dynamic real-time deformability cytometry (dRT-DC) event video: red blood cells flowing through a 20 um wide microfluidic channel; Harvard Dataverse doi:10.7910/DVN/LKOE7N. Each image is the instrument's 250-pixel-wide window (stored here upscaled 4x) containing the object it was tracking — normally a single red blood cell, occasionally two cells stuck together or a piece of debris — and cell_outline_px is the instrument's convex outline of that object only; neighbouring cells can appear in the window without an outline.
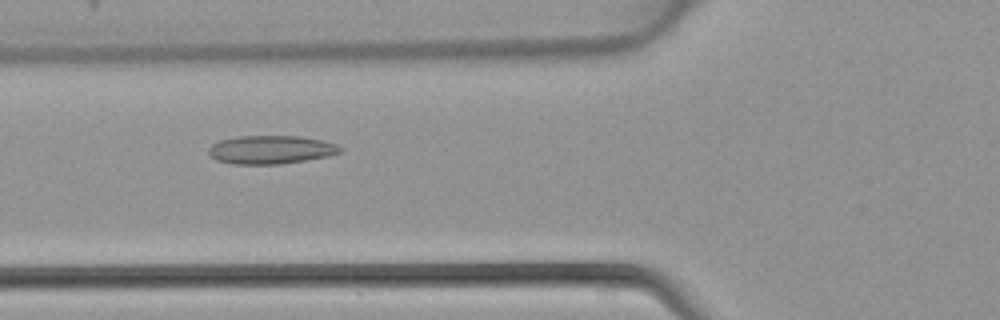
{"species": "common noctule bat (a hibernating species)", "species_latin": "Nyctalus noctula", "temperature_condition": "warm", "stored_images_in_passage": 36, "camera_frame_rate_fps": 3000, "um_per_image_px": 0.085, "animal": {"sex": "female", "body_mass_g": 22.7, "forearm_length_mm": 54.2}, "frame": {"image": 1, "passage_image": 8, "time_ms": 2.333, "image_size_px": [1000, 320], "cell_outline_px": [[344, 148], [340, 152], [328, 156], [280, 164], [232, 164], [216, 160], [208, 156], [208, 148], [212, 144], [220, 140], [240, 136], [300, 136], [324, 140], [336, 144]], "centroid_in_image_um": [23.0, 12.72], "position_along_channel_um": 102.8, "area_um2": 21.91}}
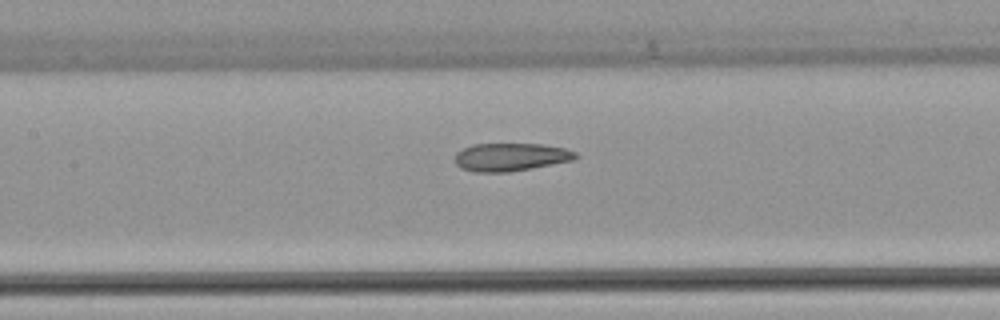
{"frame": {"image": 2, "passage_image": 12, "time_ms": 3.667, "image_size_px": [1000, 320], "cell_outline_px": [[580, 156], [572, 160], [532, 168], [508, 172], [472, 172], [460, 168], [456, 164], [456, 152], [472, 144], [544, 144], [564, 148], [576, 152]], "centroid_in_image_um": [43.4, 13.35], "position_along_channel_um": 164.0, "area_um2": 19.71}}
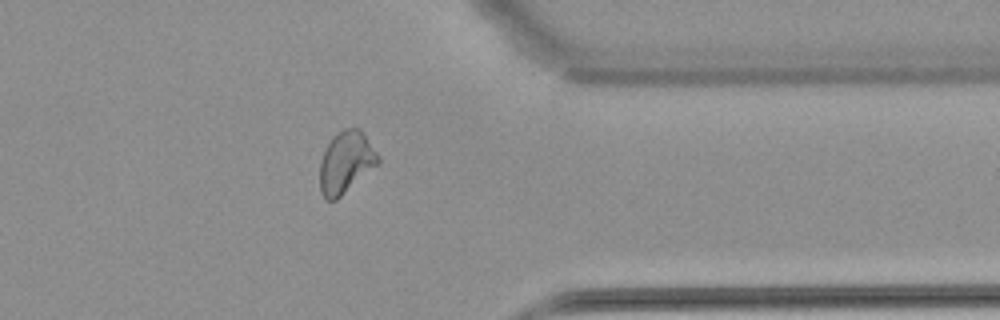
{"frame": {"image": 3, "passage_image": 27, "time_ms": 8.667, "image_size_px": [1000, 320], "cell_outline_px": [[380, 164], [336, 200], [328, 200], [320, 192], [320, 160], [332, 136], [336, 132], [344, 128], [360, 128], [364, 132], [380, 156]], "centroid_in_image_um": [29.44, 13.78], "position_along_channel_um": 382.0, "area_um2": 21.33}}